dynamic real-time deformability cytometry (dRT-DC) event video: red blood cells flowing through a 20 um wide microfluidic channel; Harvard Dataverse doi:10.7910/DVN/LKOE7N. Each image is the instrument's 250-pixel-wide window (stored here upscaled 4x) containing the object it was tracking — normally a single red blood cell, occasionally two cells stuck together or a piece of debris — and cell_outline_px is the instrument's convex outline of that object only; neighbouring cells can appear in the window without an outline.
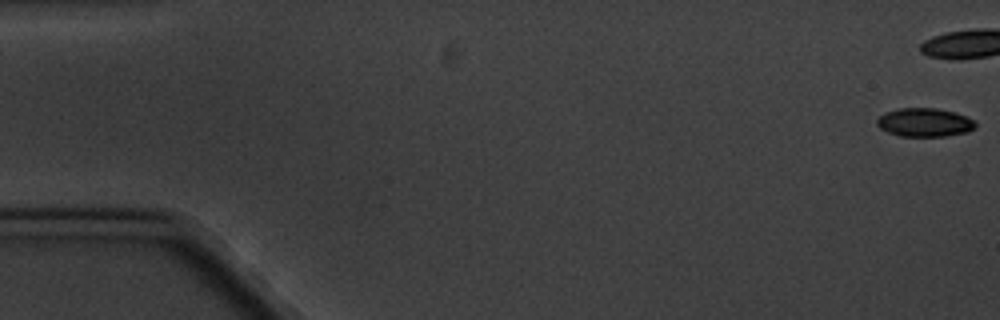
{"species": "common noctule bat (a hibernating species)", "species_latin": "Nyctalus noctula", "temperature_condition": "cold", "stored_images_in_passage": 8, "camera_frame_rate_fps": 3000, "um_per_image_px": 0.085, "animal": {"sex": "male", "body_mass_g": 20.1, "forearm_length_mm": 53.5}, "frame": {"image": 1, "passage_image": 1, "time_ms": 0.0, "image_size_px": [1000, 320], "cell_outline_px": [[976, 128], [968, 132], [948, 136], [900, 136], [888, 132], [880, 128], [876, 124], [876, 120], [884, 112], [900, 108], [936, 108], [956, 112], [972, 120], [976, 124]], "centroid_in_image_um": [78.58, 10.41], "position_along_channel_um": 6.4, "area_um2": 16.47}}